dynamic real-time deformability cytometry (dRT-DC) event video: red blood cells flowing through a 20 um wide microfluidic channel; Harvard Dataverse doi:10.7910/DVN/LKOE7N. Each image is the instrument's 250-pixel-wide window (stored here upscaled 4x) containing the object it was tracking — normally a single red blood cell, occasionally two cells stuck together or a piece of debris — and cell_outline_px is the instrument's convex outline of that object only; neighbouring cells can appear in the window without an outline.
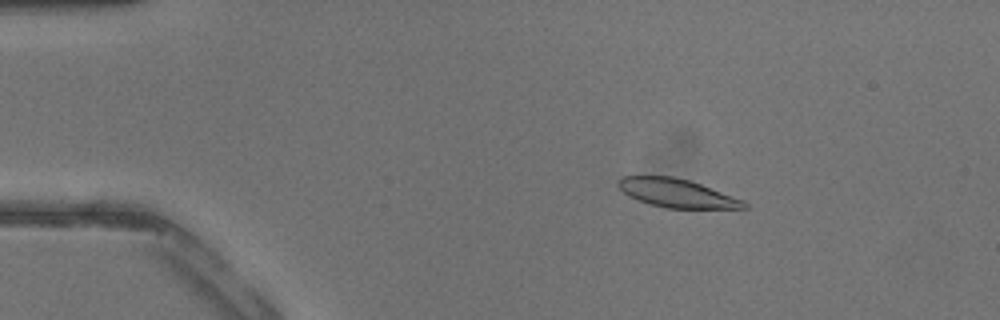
{"species": "common noctule bat (a hibernating species)", "species_latin": "Nyctalus noctula", "temperature_condition": "warm", "stored_images_in_passage": 31, "camera_frame_rate_fps": 3000, "um_per_image_px": 0.085, "animal": {"sex": "male", "body_mass_g": 13.3}, "frame": {"image": 1, "passage_image": 8, "time_ms": 2.333, "image_size_px": [1000, 320], "cell_outline_px": [[748, 208], [664, 208], [648, 204], [636, 200], [628, 196], [616, 184], [616, 180], [620, 176], [672, 176], [688, 180], [700, 184], [744, 200], [748, 204]], "centroid_in_image_um": [57.48, 16.42], "position_along_channel_um": 27.5, "area_um2": 20.98}}
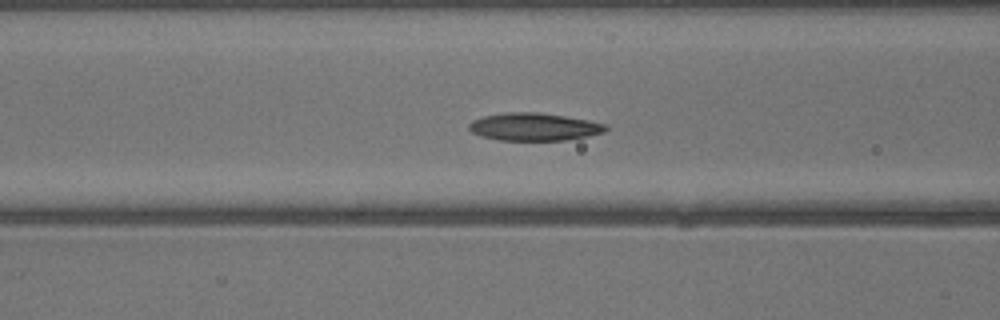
{"frame": {"image": 2, "passage_image": 18, "time_ms": 5.667, "image_size_px": [1000, 320], "cell_outline_px": [[608, 128], [604, 132], [588, 136], [564, 140], [500, 140], [480, 136], [472, 132], [468, 128], [468, 124], [472, 120], [484, 116], [504, 112], [540, 112], [588, 120], [608, 124]], "centroid_in_image_um": [45.39, 10.77], "position_along_channel_um": 121.2, "area_um2": 22.14}}
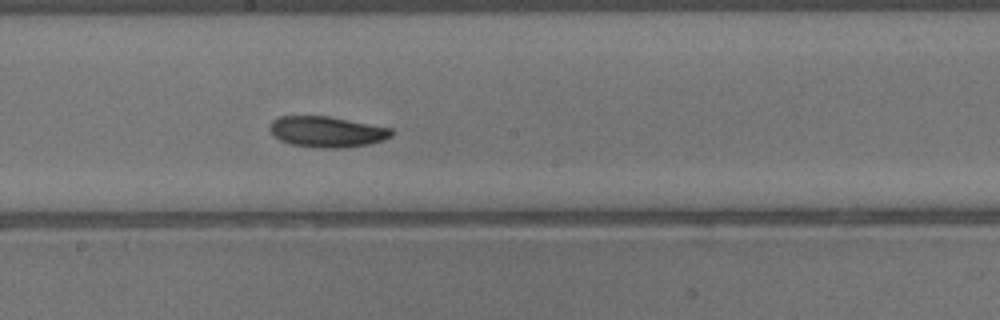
{"frame": {"image": 3, "passage_image": 24, "time_ms": 7.667, "image_size_px": [1000, 320], "cell_outline_px": [[392, 136], [384, 140], [368, 144], [344, 148], [324, 148], [292, 144], [280, 140], [272, 136], [268, 128], [272, 120], [280, 116], [328, 116], [392, 128]], "centroid_in_image_um": [27.76, 11.2], "position_along_channel_um": 220.4, "area_um2": 21.91}}